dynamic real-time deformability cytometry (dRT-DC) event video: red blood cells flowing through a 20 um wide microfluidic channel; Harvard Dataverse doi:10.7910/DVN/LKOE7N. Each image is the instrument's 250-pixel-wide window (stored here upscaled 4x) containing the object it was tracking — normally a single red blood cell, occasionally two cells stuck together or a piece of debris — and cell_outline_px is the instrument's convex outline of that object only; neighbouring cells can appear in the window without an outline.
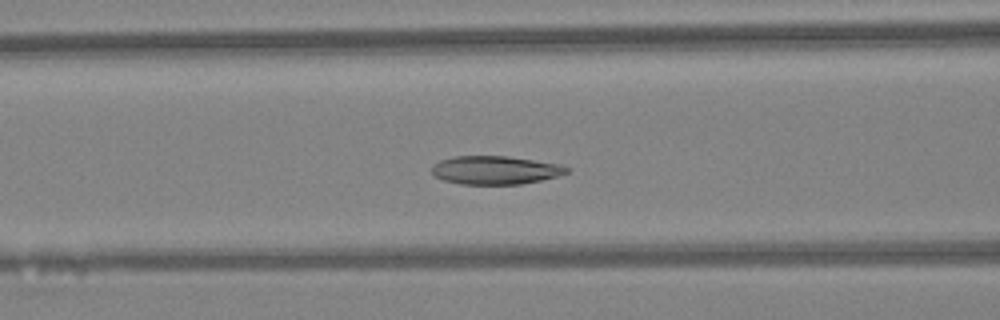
{"species": "Egyptian fruit bat (a non-hibernating species)", "species_latin": "Rousettus aegyptiacus", "temperature_condition": "warm", "stored_images_in_passage": 48, "camera_frame_rate_fps": 3000, "um_per_image_px": 0.085, "animal": {"sex": "female"}, "frame": {"image": 1, "passage_image": 20, "time_ms": 6.333, "image_size_px": [1000, 320], "cell_outline_px": [[568, 172], [556, 176], [540, 180], [520, 184], [460, 184], [444, 180], [432, 176], [432, 164], [440, 160], [452, 156], [508, 156], [560, 164], [568, 168]], "centroid_in_image_um": [42.03, 14.45], "position_along_channel_um": 124.6, "area_um2": 22.31}}
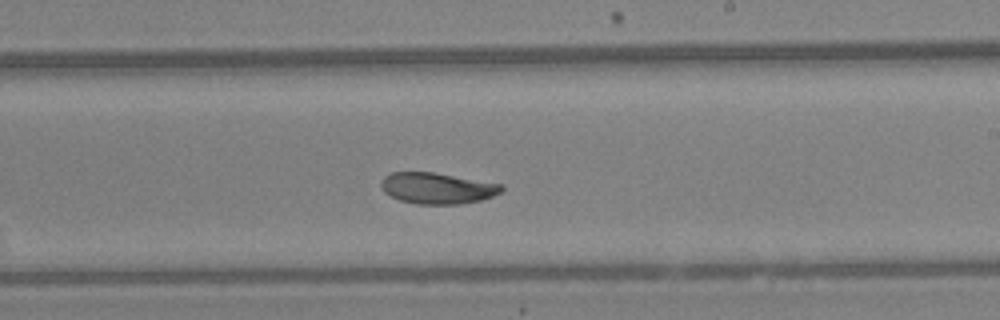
{"frame": {"image": 2, "passage_image": 29, "time_ms": 9.333, "image_size_px": [1000, 320], "cell_outline_px": [[504, 188], [500, 192], [492, 196], [480, 200], [460, 204], [416, 204], [400, 200], [384, 192], [380, 184], [384, 176], [392, 172], [432, 172], [504, 184]], "centroid_in_image_um": [37.17, 15.99], "position_along_channel_um": 251.8, "area_um2": 21.79}}
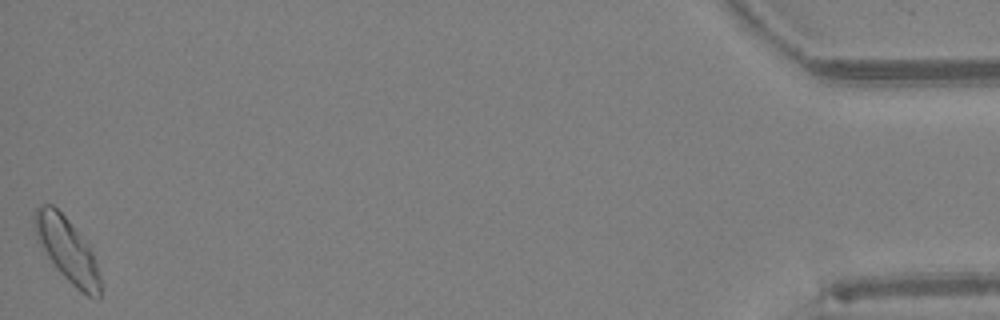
{"frame": {"image": 3, "passage_image": 48, "time_ms": 15.667, "image_size_px": [1000, 320], "cell_outline_px": [[100, 300], [96, 300], [88, 296], [76, 288], [60, 272], [36, 240], [32, 228], [32, 212], [40, 204], [52, 204], [68, 220], [92, 252], [100, 276]], "centroid_in_image_um": [5.65, 21.21], "position_along_channel_um": 429.6, "area_um2": 24.33}, "authors_computed_cell_mechanics": {"area_um2": 22.6865, "velocity_mm_per_s": 4.2674, "shape_relaxation_time_tau1_ms": 3.1293, "shape_relaxation_time_tau2_ms": 4.3271, "deformation_change_tau1": 0.1077, "deformation_change_tau2": 0.0707}}